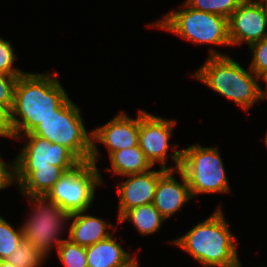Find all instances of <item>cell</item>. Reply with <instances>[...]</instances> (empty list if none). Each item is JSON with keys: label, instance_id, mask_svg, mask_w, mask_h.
I'll use <instances>...</instances> for the list:
<instances>
[{"label": "cell", "instance_id": "6da1fadb", "mask_svg": "<svg viewBox=\"0 0 267 267\" xmlns=\"http://www.w3.org/2000/svg\"><path fill=\"white\" fill-rule=\"evenodd\" d=\"M69 98L56 74L25 72L14 89L11 121L15 135L32 132Z\"/></svg>", "mask_w": 267, "mask_h": 267}, {"label": "cell", "instance_id": "7a4b0ae2", "mask_svg": "<svg viewBox=\"0 0 267 267\" xmlns=\"http://www.w3.org/2000/svg\"><path fill=\"white\" fill-rule=\"evenodd\" d=\"M168 243L181 248L203 267H238L237 239L222 207Z\"/></svg>", "mask_w": 267, "mask_h": 267}, {"label": "cell", "instance_id": "3957f363", "mask_svg": "<svg viewBox=\"0 0 267 267\" xmlns=\"http://www.w3.org/2000/svg\"><path fill=\"white\" fill-rule=\"evenodd\" d=\"M190 76L226 99L233 101L246 113L257 102L262 101L258 76L249 67L244 68L230 55L207 56L204 64Z\"/></svg>", "mask_w": 267, "mask_h": 267}, {"label": "cell", "instance_id": "277c9868", "mask_svg": "<svg viewBox=\"0 0 267 267\" xmlns=\"http://www.w3.org/2000/svg\"><path fill=\"white\" fill-rule=\"evenodd\" d=\"M180 6L181 9L167 12L161 19L148 24L147 27L174 33L194 45H210L208 57L227 56L212 47L214 45L231 46L228 37V19L217 14L193 9L185 2H182Z\"/></svg>", "mask_w": 267, "mask_h": 267}, {"label": "cell", "instance_id": "5b68a950", "mask_svg": "<svg viewBox=\"0 0 267 267\" xmlns=\"http://www.w3.org/2000/svg\"><path fill=\"white\" fill-rule=\"evenodd\" d=\"M180 170L185 174L193 199L202 194H229L230 183L217 146L194 143L181 149Z\"/></svg>", "mask_w": 267, "mask_h": 267}, {"label": "cell", "instance_id": "8992f818", "mask_svg": "<svg viewBox=\"0 0 267 267\" xmlns=\"http://www.w3.org/2000/svg\"><path fill=\"white\" fill-rule=\"evenodd\" d=\"M22 196L31 206L25 223L21 224L23 238L48 259L53 248L65 239L61 235L69 229L71 214L46 196Z\"/></svg>", "mask_w": 267, "mask_h": 267}, {"label": "cell", "instance_id": "52a82bcc", "mask_svg": "<svg viewBox=\"0 0 267 267\" xmlns=\"http://www.w3.org/2000/svg\"><path fill=\"white\" fill-rule=\"evenodd\" d=\"M84 125L80 107L69 97L31 133L65 146L81 162H85L90 161L92 131H87Z\"/></svg>", "mask_w": 267, "mask_h": 267}, {"label": "cell", "instance_id": "ba28073f", "mask_svg": "<svg viewBox=\"0 0 267 267\" xmlns=\"http://www.w3.org/2000/svg\"><path fill=\"white\" fill-rule=\"evenodd\" d=\"M101 175L94 163L81 162L65 172L46 197L70 214L89 210L96 200L97 187L105 185Z\"/></svg>", "mask_w": 267, "mask_h": 267}, {"label": "cell", "instance_id": "9c48e42d", "mask_svg": "<svg viewBox=\"0 0 267 267\" xmlns=\"http://www.w3.org/2000/svg\"><path fill=\"white\" fill-rule=\"evenodd\" d=\"M176 124L175 119L153 115L139 109V146L154 167L158 163L159 167L166 170L180 168L181 149L178 144L169 143ZM170 149L174 150V153L169 152ZM167 159L173 160L174 165L169 167Z\"/></svg>", "mask_w": 267, "mask_h": 267}, {"label": "cell", "instance_id": "30bf717a", "mask_svg": "<svg viewBox=\"0 0 267 267\" xmlns=\"http://www.w3.org/2000/svg\"><path fill=\"white\" fill-rule=\"evenodd\" d=\"M25 140L10 166H49L75 168L81 161L65 146L52 143L33 133L15 135V140Z\"/></svg>", "mask_w": 267, "mask_h": 267}, {"label": "cell", "instance_id": "8fae6325", "mask_svg": "<svg viewBox=\"0 0 267 267\" xmlns=\"http://www.w3.org/2000/svg\"><path fill=\"white\" fill-rule=\"evenodd\" d=\"M91 131L90 162L97 166L96 162L102 158L97 143L105 146L108 156L112 152L139 145V111L136 118L128 116L125 111H120L114 118Z\"/></svg>", "mask_w": 267, "mask_h": 267}, {"label": "cell", "instance_id": "7c38bea8", "mask_svg": "<svg viewBox=\"0 0 267 267\" xmlns=\"http://www.w3.org/2000/svg\"><path fill=\"white\" fill-rule=\"evenodd\" d=\"M228 37L233 46L247 47L267 37V17L258 0H243L228 19Z\"/></svg>", "mask_w": 267, "mask_h": 267}, {"label": "cell", "instance_id": "4fadbf2b", "mask_svg": "<svg viewBox=\"0 0 267 267\" xmlns=\"http://www.w3.org/2000/svg\"><path fill=\"white\" fill-rule=\"evenodd\" d=\"M164 168L140 174H131L124 181L117 183L118 192V219L129 209L153 203L158 179L166 172Z\"/></svg>", "mask_w": 267, "mask_h": 267}, {"label": "cell", "instance_id": "5bb4252c", "mask_svg": "<svg viewBox=\"0 0 267 267\" xmlns=\"http://www.w3.org/2000/svg\"><path fill=\"white\" fill-rule=\"evenodd\" d=\"M176 173L180 181L174 176ZM192 199L185 174L180 169L167 170L158 179L153 205L166 219H169Z\"/></svg>", "mask_w": 267, "mask_h": 267}, {"label": "cell", "instance_id": "9a60e30c", "mask_svg": "<svg viewBox=\"0 0 267 267\" xmlns=\"http://www.w3.org/2000/svg\"><path fill=\"white\" fill-rule=\"evenodd\" d=\"M74 168L49 166H11V186L17 185L21 195L46 196L65 172Z\"/></svg>", "mask_w": 267, "mask_h": 267}, {"label": "cell", "instance_id": "2e32d148", "mask_svg": "<svg viewBox=\"0 0 267 267\" xmlns=\"http://www.w3.org/2000/svg\"><path fill=\"white\" fill-rule=\"evenodd\" d=\"M69 224L67 238L85 248L108 238L118 229L107 220L89 214L88 210L71 214Z\"/></svg>", "mask_w": 267, "mask_h": 267}, {"label": "cell", "instance_id": "e0dca14e", "mask_svg": "<svg viewBox=\"0 0 267 267\" xmlns=\"http://www.w3.org/2000/svg\"><path fill=\"white\" fill-rule=\"evenodd\" d=\"M85 250L88 267H117L133 256L123 249L115 235L90 245Z\"/></svg>", "mask_w": 267, "mask_h": 267}, {"label": "cell", "instance_id": "ac0fdd59", "mask_svg": "<svg viewBox=\"0 0 267 267\" xmlns=\"http://www.w3.org/2000/svg\"><path fill=\"white\" fill-rule=\"evenodd\" d=\"M109 160L111 165L106 167L105 170L122 177L144 173L154 167L139 145L112 152L109 155Z\"/></svg>", "mask_w": 267, "mask_h": 267}, {"label": "cell", "instance_id": "d6986e66", "mask_svg": "<svg viewBox=\"0 0 267 267\" xmlns=\"http://www.w3.org/2000/svg\"><path fill=\"white\" fill-rule=\"evenodd\" d=\"M166 218L155 208L153 203L137 206L127 210L119 219L118 225L125 221L133 223L134 228L141 234L153 235L161 229Z\"/></svg>", "mask_w": 267, "mask_h": 267}, {"label": "cell", "instance_id": "ffe728a7", "mask_svg": "<svg viewBox=\"0 0 267 267\" xmlns=\"http://www.w3.org/2000/svg\"><path fill=\"white\" fill-rule=\"evenodd\" d=\"M23 240L22 226L16 228L0 215V260H7Z\"/></svg>", "mask_w": 267, "mask_h": 267}, {"label": "cell", "instance_id": "44dd1931", "mask_svg": "<svg viewBox=\"0 0 267 267\" xmlns=\"http://www.w3.org/2000/svg\"><path fill=\"white\" fill-rule=\"evenodd\" d=\"M14 267H41L47 258L33 245L23 240L18 248L7 258Z\"/></svg>", "mask_w": 267, "mask_h": 267}, {"label": "cell", "instance_id": "7402d4cb", "mask_svg": "<svg viewBox=\"0 0 267 267\" xmlns=\"http://www.w3.org/2000/svg\"><path fill=\"white\" fill-rule=\"evenodd\" d=\"M57 257L65 267H88L85 247L65 238L56 248Z\"/></svg>", "mask_w": 267, "mask_h": 267}, {"label": "cell", "instance_id": "603a6c76", "mask_svg": "<svg viewBox=\"0 0 267 267\" xmlns=\"http://www.w3.org/2000/svg\"><path fill=\"white\" fill-rule=\"evenodd\" d=\"M242 1L243 0H185L184 2L193 9L217 14L229 19Z\"/></svg>", "mask_w": 267, "mask_h": 267}, {"label": "cell", "instance_id": "cb8c5ba5", "mask_svg": "<svg viewBox=\"0 0 267 267\" xmlns=\"http://www.w3.org/2000/svg\"><path fill=\"white\" fill-rule=\"evenodd\" d=\"M15 54L11 42L0 37V73L7 75H23L25 73L24 70L14 65L18 60V56Z\"/></svg>", "mask_w": 267, "mask_h": 267}, {"label": "cell", "instance_id": "d4e9b609", "mask_svg": "<svg viewBox=\"0 0 267 267\" xmlns=\"http://www.w3.org/2000/svg\"><path fill=\"white\" fill-rule=\"evenodd\" d=\"M248 48L252 56L248 66L256 76H259L267 70V37L250 45Z\"/></svg>", "mask_w": 267, "mask_h": 267}, {"label": "cell", "instance_id": "484cf974", "mask_svg": "<svg viewBox=\"0 0 267 267\" xmlns=\"http://www.w3.org/2000/svg\"><path fill=\"white\" fill-rule=\"evenodd\" d=\"M21 75H7L0 73V104L10 110L14 104V89L18 77Z\"/></svg>", "mask_w": 267, "mask_h": 267}, {"label": "cell", "instance_id": "4316f807", "mask_svg": "<svg viewBox=\"0 0 267 267\" xmlns=\"http://www.w3.org/2000/svg\"><path fill=\"white\" fill-rule=\"evenodd\" d=\"M0 137L15 140V131L11 121V110L0 104Z\"/></svg>", "mask_w": 267, "mask_h": 267}, {"label": "cell", "instance_id": "83f0119b", "mask_svg": "<svg viewBox=\"0 0 267 267\" xmlns=\"http://www.w3.org/2000/svg\"><path fill=\"white\" fill-rule=\"evenodd\" d=\"M0 155V190L11 186V166L10 162L5 161Z\"/></svg>", "mask_w": 267, "mask_h": 267}, {"label": "cell", "instance_id": "f1b7e54d", "mask_svg": "<svg viewBox=\"0 0 267 267\" xmlns=\"http://www.w3.org/2000/svg\"><path fill=\"white\" fill-rule=\"evenodd\" d=\"M258 82H265L264 88L259 84V93L262 100H267V70L258 76Z\"/></svg>", "mask_w": 267, "mask_h": 267}, {"label": "cell", "instance_id": "f546056e", "mask_svg": "<svg viewBox=\"0 0 267 267\" xmlns=\"http://www.w3.org/2000/svg\"><path fill=\"white\" fill-rule=\"evenodd\" d=\"M139 264H141V262L139 263L138 256L135 254L124 264L117 267H139Z\"/></svg>", "mask_w": 267, "mask_h": 267}, {"label": "cell", "instance_id": "4dcf8cb0", "mask_svg": "<svg viewBox=\"0 0 267 267\" xmlns=\"http://www.w3.org/2000/svg\"><path fill=\"white\" fill-rule=\"evenodd\" d=\"M0 267H14V266L6 260H0Z\"/></svg>", "mask_w": 267, "mask_h": 267}, {"label": "cell", "instance_id": "1f68e13d", "mask_svg": "<svg viewBox=\"0 0 267 267\" xmlns=\"http://www.w3.org/2000/svg\"><path fill=\"white\" fill-rule=\"evenodd\" d=\"M264 8L265 15L267 17V0H258Z\"/></svg>", "mask_w": 267, "mask_h": 267}, {"label": "cell", "instance_id": "d6a6232c", "mask_svg": "<svg viewBox=\"0 0 267 267\" xmlns=\"http://www.w3.org/2000/svg\"><path fill=\"white\" fill-rule=\"evenodd\" d=\"M264 143H265V146L267 147V130H266L265 136H264Z\"/></svg>", "mask_w": 267, "mask_h": 267}, {"label": "cell", "instance_id": "836d02e7", "mask_svg": "<svg viewBox=\"0 0 267 267\" xmlns=\"http://www.w3.org/2000/svg\"><path fill=\"white\" fill-rule=\"evenodd\" d=\"M243 265L241 264V260L239 261V265H238V267H242Z\"/></svg>", "mask_w": 267, "mask_h": 267}]
</instances>
